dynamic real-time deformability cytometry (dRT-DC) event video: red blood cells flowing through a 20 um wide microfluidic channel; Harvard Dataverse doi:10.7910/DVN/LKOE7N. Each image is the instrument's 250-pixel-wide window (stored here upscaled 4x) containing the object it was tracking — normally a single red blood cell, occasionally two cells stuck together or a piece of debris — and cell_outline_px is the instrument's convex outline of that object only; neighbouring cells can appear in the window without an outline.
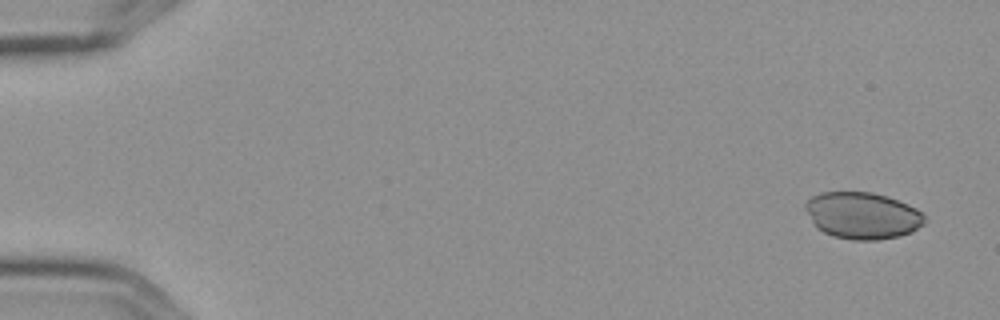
{"species": "Egyptian fruit bat (a non-hibernating species)", "species_latin": "Rousettus aegyptiacus", "temperature_condition": "cold", "stored_images_in_passage": 6, "camera_frame_rate_fps": 3000, "um_per_image_px": 0.085, "frame": {"image": 1, "passage_image": 1, "time_ms": 0.0, "image_size_px": [1000, 320], "cell_outline_px": [[924, 224], [912, 232], [900, 236], [876, 240], [852, 240], [836, 236], [824, 232], [816, 228], [804, 208], [804, 204], [812, 196], [820, 192], [872, 192], [888, 196], [908, 204], [916, 208], [924, 216]], "centroid_in_image_um": [73.3, 18.31], "position_along_channel_um": 11.7, "area_um2": 32.54}}
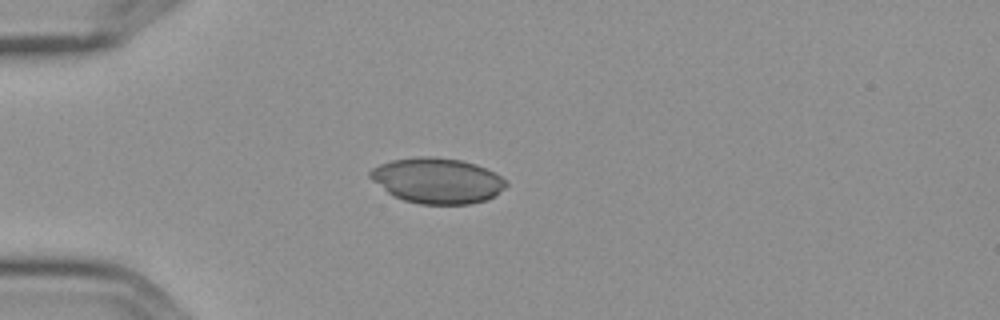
{"frame": {"image": 2, "passage_image": 4, "time_ms": 1.0, "image_size_px": [1000, 320], "cell_outline_px": [[508, 184], [496, 196], [488, 200], [472, 204], [420, 204], [404, 200], [392, 196], [372, 180], [368, 176], [368, 172], [372, 168], [380, 164], [392, 160], [416, 156], [432, 156], [460, 160], [476, 164], [496, 172], [508, 180]], "centroid_in_image_um": [37.2, 15.35], "position_along_channel_um": 47.8, "area_um2": 36.53}}
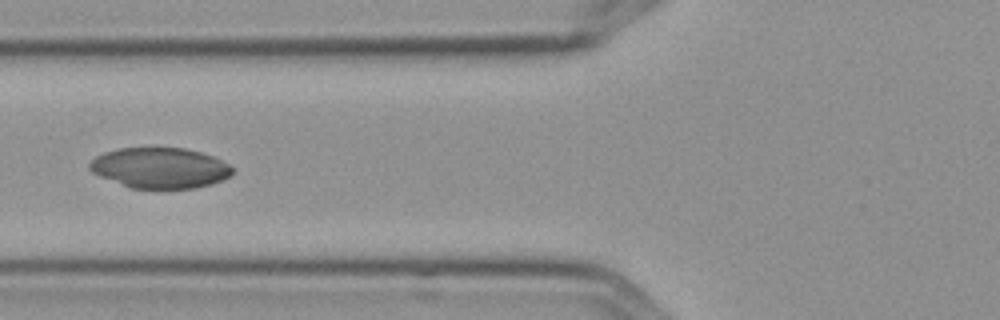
{"frame": {"image": 3, "passage_image": 6, "time_ms": 1.667, "image_size_px": [1000, 320], "cell_outline_px": [[232, 172], [228, 176], [212, 184], [196, 188], [156, 192], [132, 188], [100, 176], [92, 172], [88, 168], [88, 164], [96, 156], [104, 152], [116, 148], [184, 148], [200, 152], [212, 156], [228, 164], [232, 168]], "centroid_in_image_um": [13.57, 14.31], "position_along_channel_um": 112.2, "area_um2": 34.39}}